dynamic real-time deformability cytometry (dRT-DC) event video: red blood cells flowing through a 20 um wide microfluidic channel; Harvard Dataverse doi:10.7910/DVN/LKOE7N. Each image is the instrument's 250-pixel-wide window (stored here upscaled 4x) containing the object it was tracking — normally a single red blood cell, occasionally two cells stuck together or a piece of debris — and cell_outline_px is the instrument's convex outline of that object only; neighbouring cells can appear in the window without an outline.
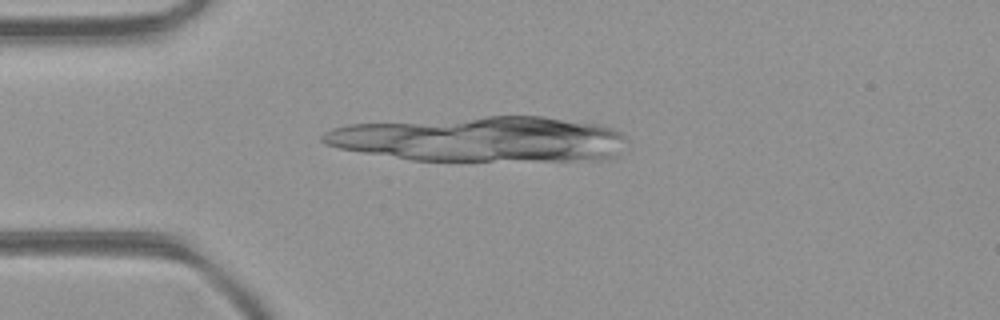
{"species": "common noctule bat (a hibernating species)", "species_latin": "Nyctalus noctula", "temperature_condition": "room temperature", "stored_images_in_passage": 11, "camera_frame_rate_fps": 3000, "um_per_image_px": 0.085, "animal": {"sex": "female", "body_mass_g": 21.9}, "frame": {"image": 1, "passage_image": 11, "time_ms": 3.333, "image_size_px": [1000, 320], "cell_outline_px": [[584, 132], [560, 152], [552, 156], [508, 156], [508, 128], [536, 120], [548, 120], [568, 124], [580, 128]], "centroid_in_image_um": [45.98, 11.75], "position_along_channel_um": 39.0, "area_um2": 15.32}}